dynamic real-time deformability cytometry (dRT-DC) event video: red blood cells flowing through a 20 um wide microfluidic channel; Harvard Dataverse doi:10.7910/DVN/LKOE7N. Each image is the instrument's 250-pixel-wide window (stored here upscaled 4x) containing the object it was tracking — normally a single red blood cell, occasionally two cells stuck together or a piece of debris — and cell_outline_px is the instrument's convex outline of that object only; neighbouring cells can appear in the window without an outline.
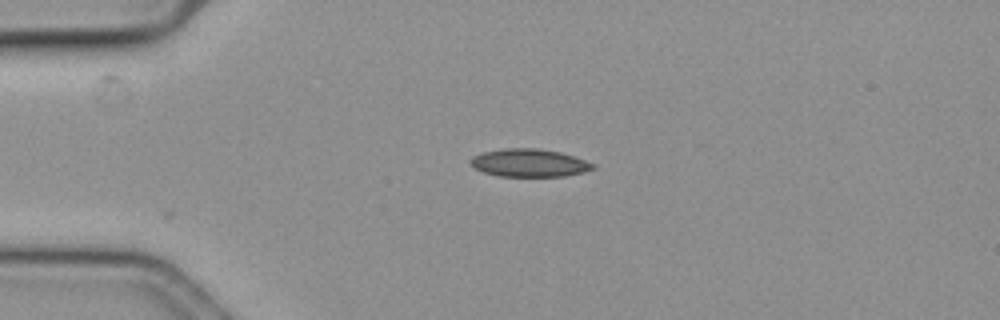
{"species": "common noctule bat (a hibernating species)", "species_latin": "Nyctalus noctula", "temperature_condition": "cold", "stored_images_in_passage": 43, "camera_frame_rate_fps": 3000, "um_per_image_px": 0.085, "animal": {"sex": "female", "body_mass_g": 19.3, "forearm_length_mm": 54.1}, "frame": {"image": 1, "passage_image": 1, "time_ms": 0.0, "image_size_px": [1000, 320], "cell_outline_px": [[596, 168], [584, 172], [564, 176], [500, 176], [484, 172], [476, 168], [472, 164], [472, 156], [484, 152], [504, 148], [536, 148], [560, 152], [596, 164]], "centroid_in_image_um": [45.03, 13.84], "position_along_channel_um": 40.0, "area_um2": 19.65}}
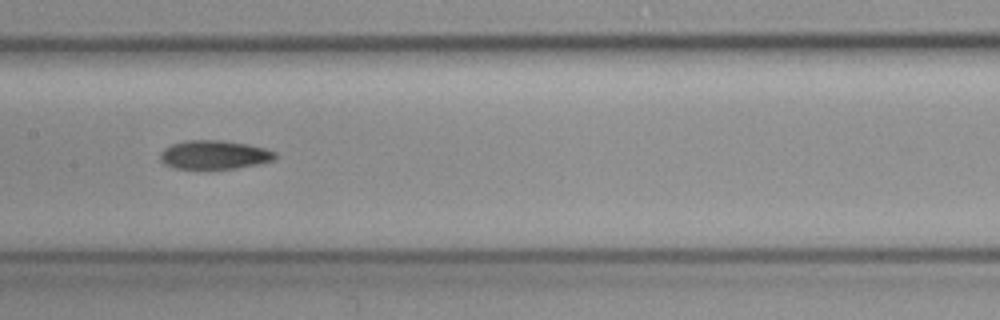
{"frame": {"image": 2, "passage_image": 16, "time_ms": 5.0, "image_size_px": [1000, 320], "cell_outline_px": [[276, 156], [272, 160], [256, 164], [236, 168], [176, 168], [164, 164], [160, 160], [160, 152], [164, 148], [172, 144], [184, 140], [224, 140], [248, 144], [264, 148], [276, 152]], "centroid_in_image_um": [18.18, 13.14], "position_along_channel_um": 189.2, "area_um2": 19.13}}
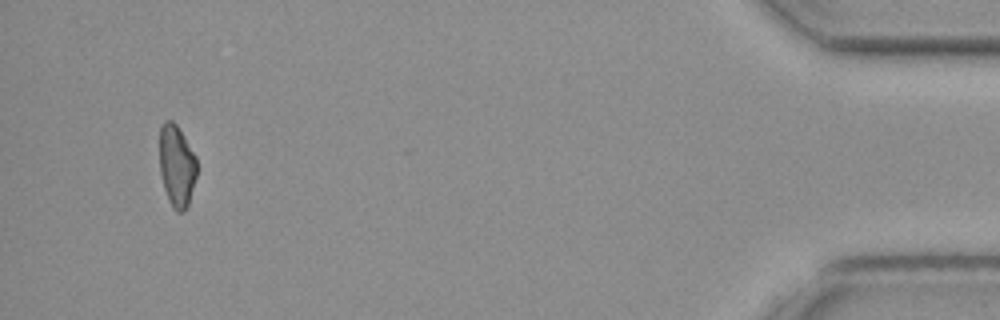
{"frame": {"image": 3, "passage_image": 42, "time_ms": 13.667, "image_size_px": [1000, 320], "cell_outline_px": [[196, 176], [188, 204], [184, 212], [176, 212], [172, 208], [168, 200], [164, 188], [160, 172], [160, 128], [164, 120], [172, 120], [176, 124], [196, 156]], "centroid_in_image_um": [15.01, 14.11], "position_along_channel_um": 420.2, "area_um2": 17.74}}